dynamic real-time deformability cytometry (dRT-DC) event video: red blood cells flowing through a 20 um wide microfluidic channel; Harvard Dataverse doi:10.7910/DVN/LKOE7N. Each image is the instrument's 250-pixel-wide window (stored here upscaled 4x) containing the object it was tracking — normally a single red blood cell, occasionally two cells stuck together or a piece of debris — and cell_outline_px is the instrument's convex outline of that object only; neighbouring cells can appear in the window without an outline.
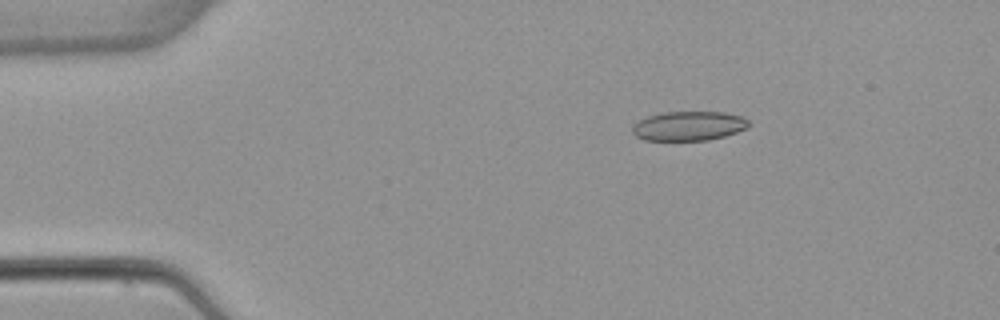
{"species": "common noctule bat (a hibernating species)", "species_latin": "Nyctalus noctula", "temperature_condition": "warm", "stored_images_in_passage": 3, "camera_frame_rate_fps": 3000, "um_per_image_px": 0.085, "animal": {"sex": "female", "body_mass_g": 22.7, "forearm_length_mm": 54.2}, "frame": {"image": 1, "passage_image": 2, "time_ms": 1.667, "image_size_px": [1000, 320], "cell_outline_px": [[748, 128], [724, 136], [708, 140], [644, 140], [636, 136], [632, 132], [632, 124], [648, 116], [660, 112], [724, 112], [744, 116], [748, 120]], "centroid_in_image_um": [58.54, 10.7], "position_along_channel_um": 26.5, "area_um2": 20.0}}